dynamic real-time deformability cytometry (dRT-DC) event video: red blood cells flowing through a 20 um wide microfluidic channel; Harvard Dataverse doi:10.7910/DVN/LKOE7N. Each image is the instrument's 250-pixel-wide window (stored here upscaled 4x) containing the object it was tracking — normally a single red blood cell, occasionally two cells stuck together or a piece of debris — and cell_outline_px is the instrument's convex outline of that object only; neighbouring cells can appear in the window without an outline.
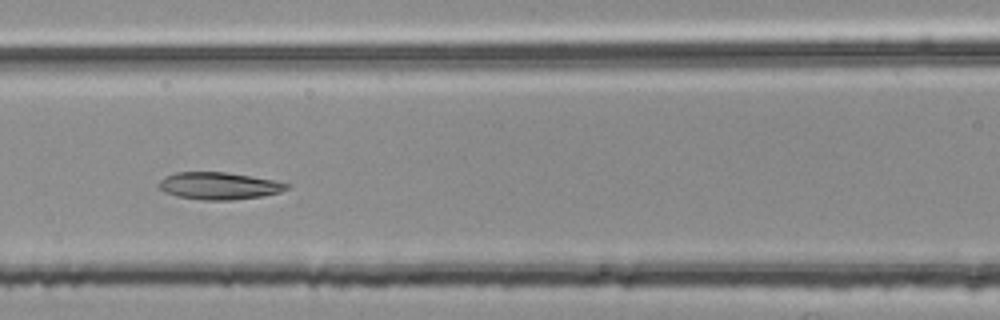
{"species": "common noctule bat (a hibernating species)", "species_latin": "Nyctalus noctula", "temperature_condition": "room temperature", "stored_images_in_passage": 48, "camera_frame_rate_fps": 3000, "um_per_image_px": 0.085, "animal": {"sex": "female", "body_mass_g": 25.1}, "frame": {"image": 1, "passage_image": 21, "time_ms": 6.667, "image_size_px": [1000, 320], "cell_outline_px": [[292, 184], [288, 188], [280, 192], [264, 196], [232, 200], [200, 200], [176, 196], [164, 192], [156, 184], [160, 180], [176, 172], [224, 172], [272, 180]], "centroid_in_image_um": [18.6, 15.81], "position_along_channel_um": 148.0, "area_um2": 20.23}}
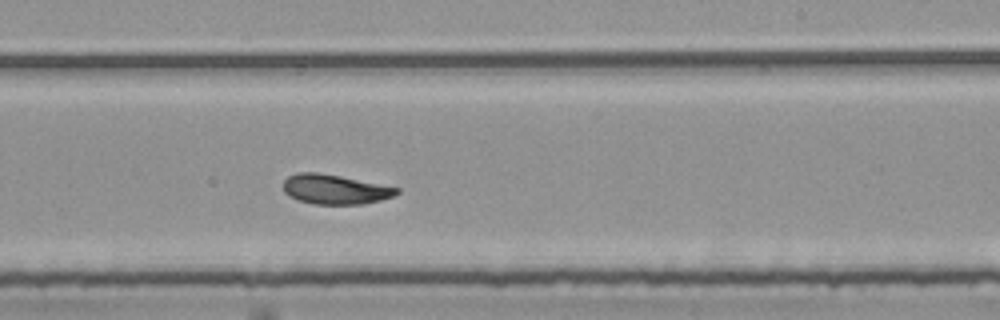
{"frame": {"image": 2, "passage_image": 30, "time_ms": 9.667, "image_size_px": [1000, 320], "cell_outline_px": [[400, 192], [392, 196], [380, 200], [364, 204], [316, 204], [300, 200], [284, 192], [284, 180], [288, 176], [296, 172], [316, 172], [340, 176], [400, 188]], "centroid_in_image_um": [28.48, 16.08], "position_along_channel_um": 260.5, "area_um2": 19.36}}
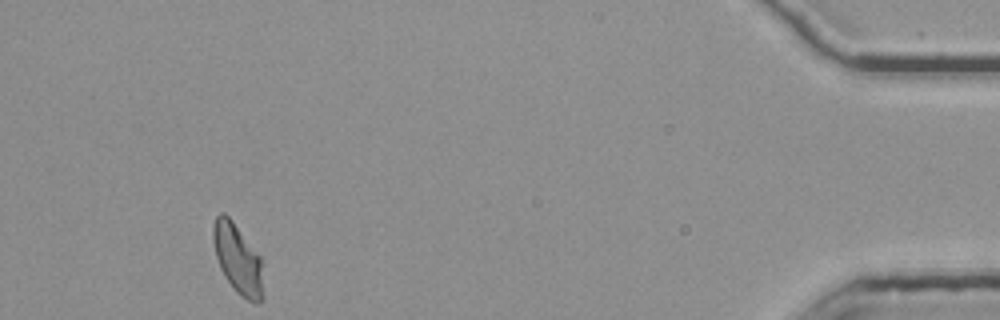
{"frame": {"image": 3, "passage_image": 48, "time_ms": 15.667, "image_size_px": [1000, 320], "cell_outline_px": [[264, 300], [260, 304], [252, 304], [236, 292], [224, 276], [220, 268], [216, 256], [212, 240], [212, 224], [216, 216], [220, 212], [224, 212], [232, 220], [260, 256], [264, 296]], "centroid_in_image_um": [20.21, 22.05], "position_along_channel_um": 415.0, "area_um2": 20.69}, "authors_computed_cell_mechanics": {"area_um2": 20.4323, "velocity_mm_per_s": 3.7664, "shape_relaxation_time_tau1_ms": null, "shape_relaxation_time_tau2_ms": 3.1412, "deformation_change_tau1": null, "deformation_change_tau2": 0.0643}}